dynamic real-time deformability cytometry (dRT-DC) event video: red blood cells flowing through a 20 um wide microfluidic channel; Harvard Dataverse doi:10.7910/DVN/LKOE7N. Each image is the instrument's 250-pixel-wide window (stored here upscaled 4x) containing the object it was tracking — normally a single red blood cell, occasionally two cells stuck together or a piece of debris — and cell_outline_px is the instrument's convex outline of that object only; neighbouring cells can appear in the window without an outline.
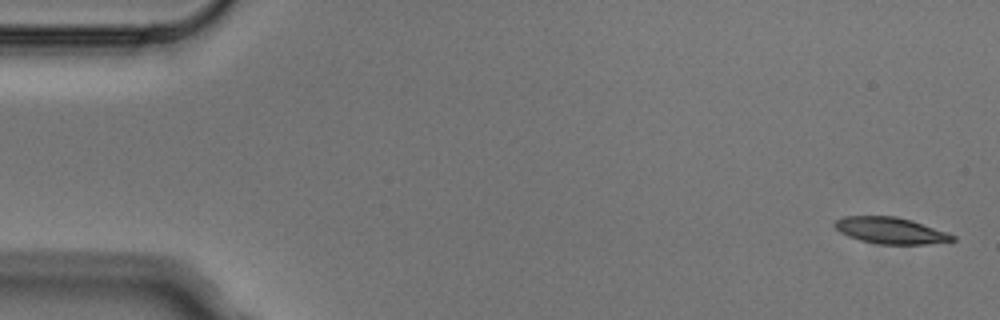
{"species": "Egyptian fruit bat (a non-hibernating species)", "species_latin": "Rousettus aegyptiacus", "temperature_condition": "cold", "stored_images_in_passage": 5, "camera_frame_rate_fps": 3000, "um_per_image_px": 0.085, "animal": {"sex": "male"}, "frame": {"image": 1, "passage_image": 1, "time_ms": 0.0, "image_size_px": [1000, 320], "cell_outline_px": [[956, 240], [924, 244], [880, 244], [860, 240], [848, 236], [840, 232], [832, 224], [836, 220], [844, 216], [896, 216], [912, 220], [956, 236]], "centroid_in_image_um": [75.66, 19.59], "position_along_channel_um": 9.3, "area_um2": 17.98}}